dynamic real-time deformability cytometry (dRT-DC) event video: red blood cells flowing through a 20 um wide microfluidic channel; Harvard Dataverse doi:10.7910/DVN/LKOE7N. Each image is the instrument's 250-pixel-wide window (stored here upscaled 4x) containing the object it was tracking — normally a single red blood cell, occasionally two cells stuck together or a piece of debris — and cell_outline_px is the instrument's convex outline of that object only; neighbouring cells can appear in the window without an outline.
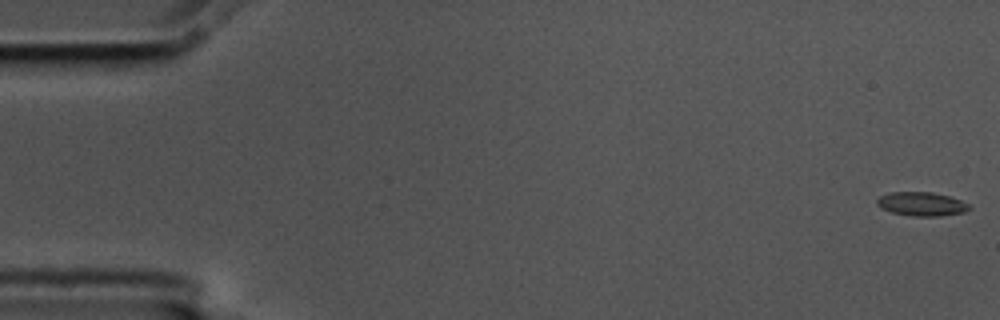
{"species": "common noctule bat (a hibernating species)", "species_latin": "Nyctalus noctula", "temperature_condition": "cold", "stored_images_in_passage": 57, "camera_frame_rate_fps": 3000, "um_per_image_px": 0.085, "animal": {"sex": "male", "body_mass_g": 17.5, "forearm_length_mm": 52.3}, "frame": {"image": 1, "passage_image": 1, "time_ms": 0.0, "image_size_px": [1000, 320], "cell_outline_px": [[972, 208], [964, 212], [940, 216], [912, 216], [892, 212], [880, 208], [876, 204], [876, 200], [880, 196], [888, 192], [932, 192], [948, 196], [960, 200], [968, 204]], "centroid_in_image_um": [78.31, 17.34], "position_along_channel_um": 6.7, "area_um2": 12.83}}
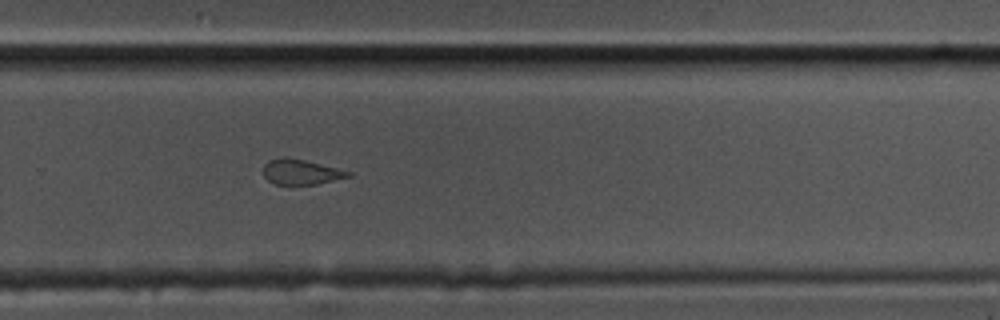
{"frame": {"image": 2, "passage_image": 38, "time_ms": 12.333, "image_size_px": [1000, 320], "cell_outline_px": [[352, 176], [316, 184], [276, 184], [268, 180], [264, 176], [264, 164], [268, 160], [280, 156], [284, 156], [304, 160], [352, 172]], "centroid_in_image_um": [25.55, 14.6], "position_along_channel_um": 304.2, "area_um2": 12.37}}
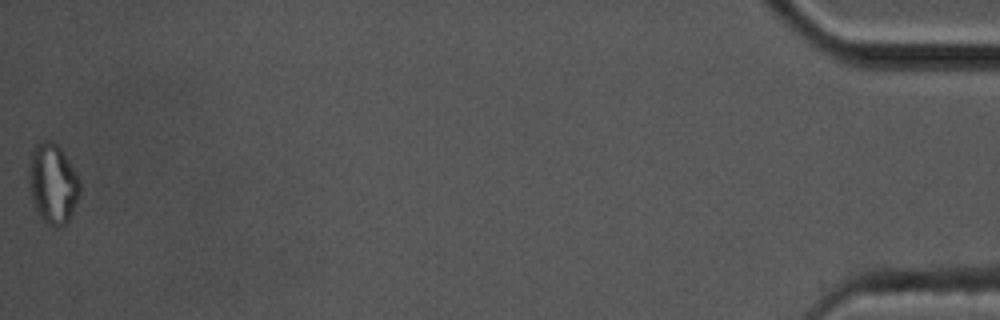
{"frame": {"image": 3, "passage_image": 57, "time_ms": 18.667, "image_size_px": [1000, 320], "cell_outline_px": [[80, 192], [72, 212], [68, 220], [64, 224], [48, 224], [36, 212], [28, 188], [28, 168], [32, 148], [36, 144], [44, 140], [52, 140], [60, 148], [68, 160], [80, 180]], "centroid_in_image_um": [4.45, 15.56], "position_along_channel_um": 430.8, "area_um2": 23.64}, "authors_computed_cell_mechanics": {"area_um2": 13.3518, "velocity_mm_per_s": 3.558, "shape_relaxation_time_tau1_ms": null, "shape_relaxation_time_tau2_ms": 1.3519, "deformation_change_tau1": null, "deformation_change_tau2": 0.0763}}